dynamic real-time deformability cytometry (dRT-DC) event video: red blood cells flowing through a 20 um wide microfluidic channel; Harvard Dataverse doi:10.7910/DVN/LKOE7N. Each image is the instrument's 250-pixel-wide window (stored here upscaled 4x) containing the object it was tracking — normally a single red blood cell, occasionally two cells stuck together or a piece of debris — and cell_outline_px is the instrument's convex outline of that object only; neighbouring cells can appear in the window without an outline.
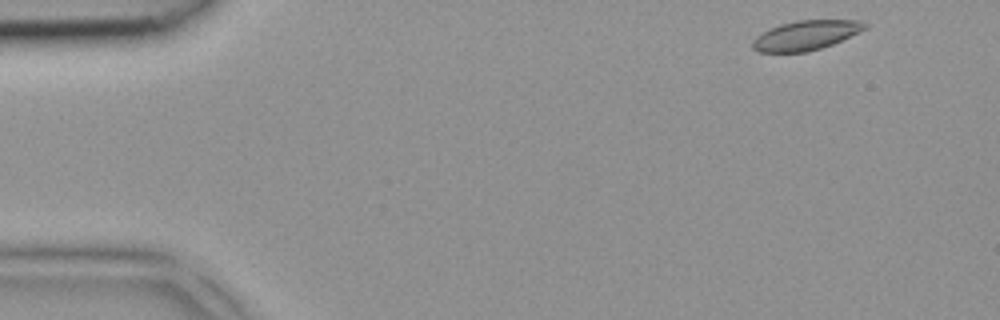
{"species": "common noctule bat (a hibernating species)", "species_latin": "Nyctalus noctula", "temperature_condition": "room temperature", "stored_images_in_passage": 5, "camera_frame_rate_fps": 3000, "um_per_image_px": 0.085, "animal": {"sex": "female", "body_mass_g": 18.4}, "frame": {"image": 1, "passage_image": 1, "time_ms": 0.0, "image_size_px": [1000, 320], "cell_outline_px": [[868, 28], [832, 44], [808, 52], [760, 52], [752, 48], [752, 40], [756, 36], [780, 24], [796, 20], [860, 20], [868, 24]], "centroid_in_image_um": [68.51, 2.99], "position_along_channel_um": 16.5, "area_um2": 19.25}}
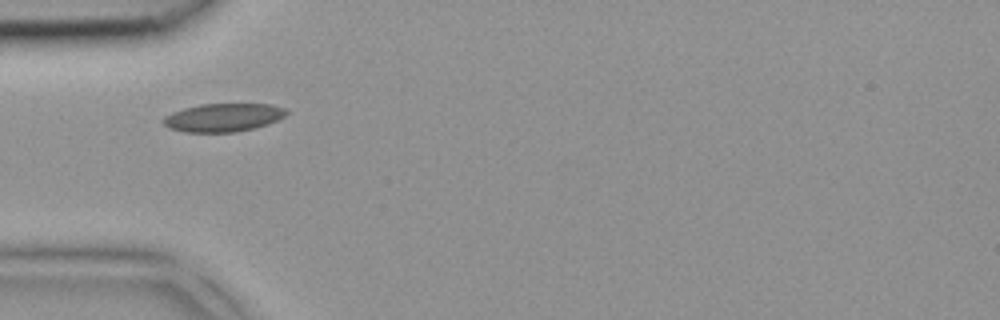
{"frame": {"image": 2, "passage_image": 4, "time_ms": 1.0, "image_size_px": [1000, 320], "cell_outline_px": [[288, 112], [284, 116], [268, 124], [256, 128], [236, 132], [184, 132], [168, 128], [160, 120], [164, 116], [172, 112], [184, 108], [200, 104], [272, 104], [284, 108]], "centroid_in_image_um": [18.94, 9.99], "position_along_channel_um": 66.1, "area_um2": 20.4}}